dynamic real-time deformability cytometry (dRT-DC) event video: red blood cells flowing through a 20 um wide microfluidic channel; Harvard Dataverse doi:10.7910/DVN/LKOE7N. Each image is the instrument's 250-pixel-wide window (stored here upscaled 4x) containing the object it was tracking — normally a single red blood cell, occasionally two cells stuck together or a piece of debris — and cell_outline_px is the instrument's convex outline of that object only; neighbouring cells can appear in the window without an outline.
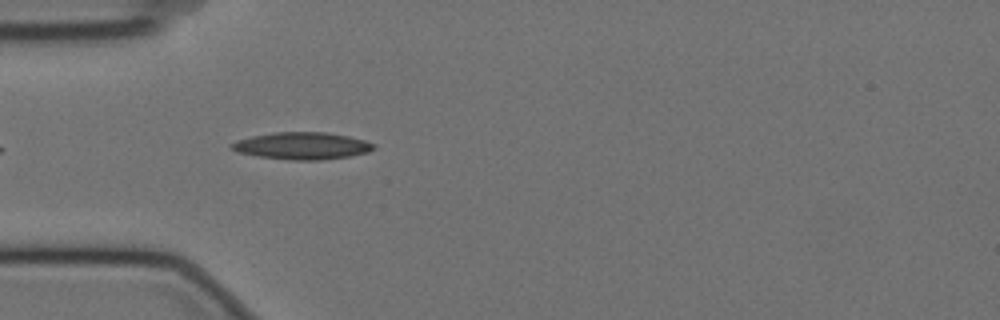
{"species": "Egyptian fruit bat (a non-hibernating species)", "species_latin": "Rousettus aegyptiacus", "temperature_condition": "cold", "stored_images_in_passage": 11, "camera_frame_rate_fps": 3000, "um_per_image_px": 0.085, "animal": {"sex": "female"}, "frame": {"image": 1, "passage_image": 4, "time_ms": 1.0, "image_size_px": [1000, 320], "cell_outline_px": [[376, 148], [368, 152], [348, 156], [320, 160], [288, 160], [256, 156], [236, 152], [228, 148], [228, 144], [236, 140], [252, 136], [276, 132], [324, 132], [348, 136], [364, 140], [376, 144]], "centroid_in_image_um": [25.62, 12.4], "position_along_channel_um": 59.4, "area_um2": 22.66}}
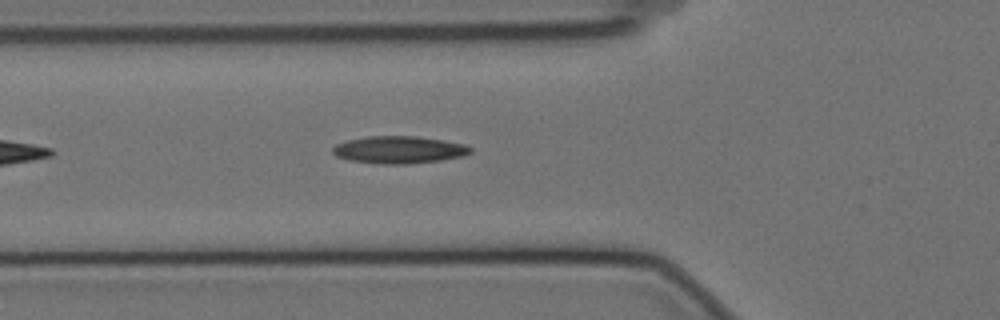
{"frame": {"image": 2, "passage_image": 7, "time_ms": 2.0, "image_size_px": [1000, 320], "cell_outline_px": [[472, 152], [464, 156], [440, 160], [404, 164], [380, 164], [348, 160], [336, 156], [332, 152], [332, 148], [336, 144], [348, 140], [368, 136], [416, 136], [444, 140], [464, 144], [472, 148]], "centroid_in_image_um": [33.91, 12.73], "position_along_channel_um": 91.9, "area_um2": 21.96}}
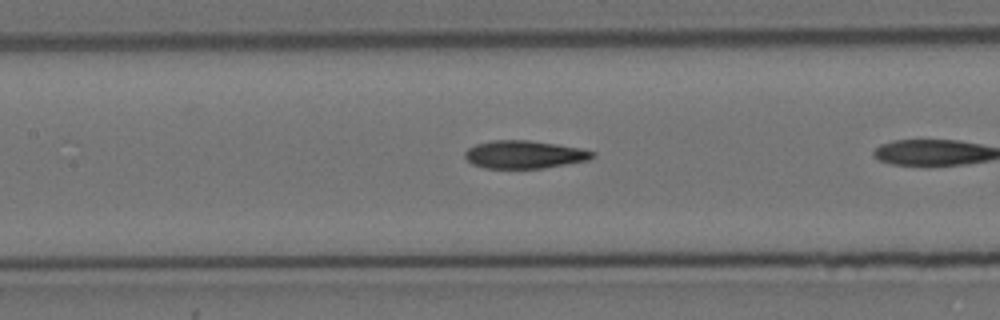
{"frame": {"image": 3, "passage_image": 10, "time_ms": 3.0, "image_size_px": [1000, 320], "cell_outline_px": [[596, 156], [588, 160], [544, 168], [484, 168], [472, 164], [464, 156], [464, 152], [468, 148], [476, 144], [492, 140], [528, 140], [556, 144], [580, 148], [596, 152]], "centroid_in_image_um": [44.57, 13.13], "position_along_channel_um": 162.8, "area_um2": 20.75}}